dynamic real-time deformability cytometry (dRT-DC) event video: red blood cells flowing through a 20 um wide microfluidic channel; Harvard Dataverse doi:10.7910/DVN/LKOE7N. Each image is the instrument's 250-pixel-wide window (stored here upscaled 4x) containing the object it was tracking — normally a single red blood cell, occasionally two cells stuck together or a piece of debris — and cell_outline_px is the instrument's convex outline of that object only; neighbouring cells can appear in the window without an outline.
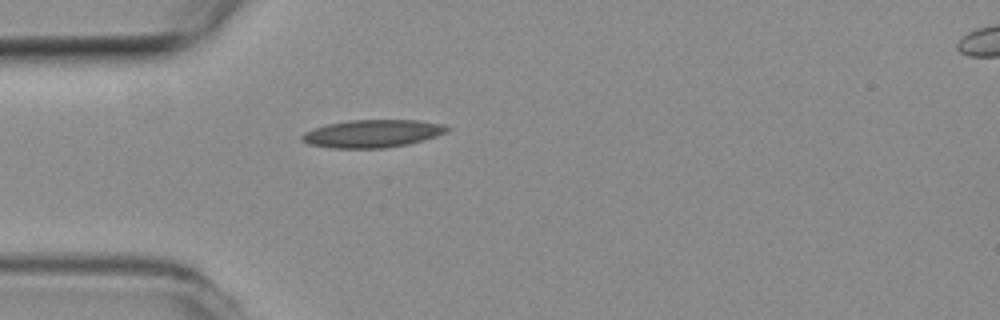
{"species": "common noctule bat (a hibernating species)", "species_latin": "Nyctalus noctula", "temperature_condition": "room temperature", "stored_images_in_passage": 40, "camera_frame_rate_fps": 3000, "um_per_image_px": 0.085, "animal": {"sex": "female", "body_mass_g": 19.3, "forearm_length_mm": 54.1}, "frame": {"image": 1, "passage_image": 1, "time_ms": 0.0, "image_size_px": [1000, 320], "cell_outline_px": [[452, 128], [448, 132], [436, 136], [408, 144], [384, 148], [332, 148], [308, 144], [300, 136], [304, 132], [328, 124], [348, 120], [420, 120], [444, 124]], "centroid_in_image_um": [31.71, 11.35], "position_along_channel_um": 53.3, "area_um2": 23.47}}
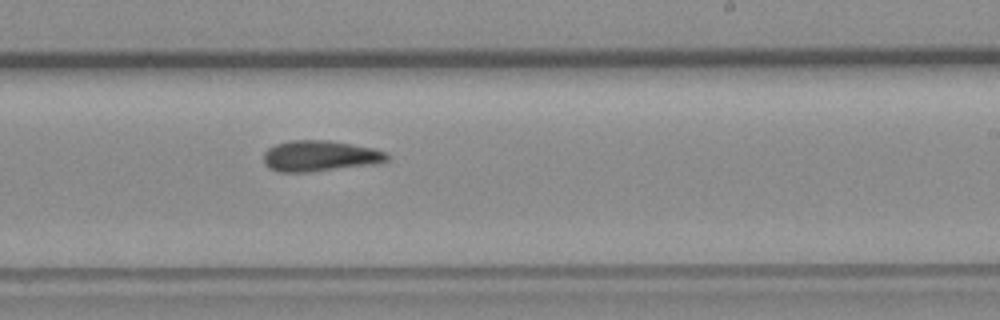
{"frame": {"image": 2, "passage_image": 18, "time_ms": 5.667, "image_size_px": [1000, 320], "cell_outline_px": [[388, 160], [372, 164], [308, 172], [276, 172], [268, 168], [264, 164], [264, 152], [268, 148], [276, 144], [292, 140], [328, 140], [352, 144], [372, 148], [384, 152], [388, 156]], "centroid_in_image_um": [27.12, 13.26], "position_along_channel_um": 261.9, "area_um2": 22.02}}
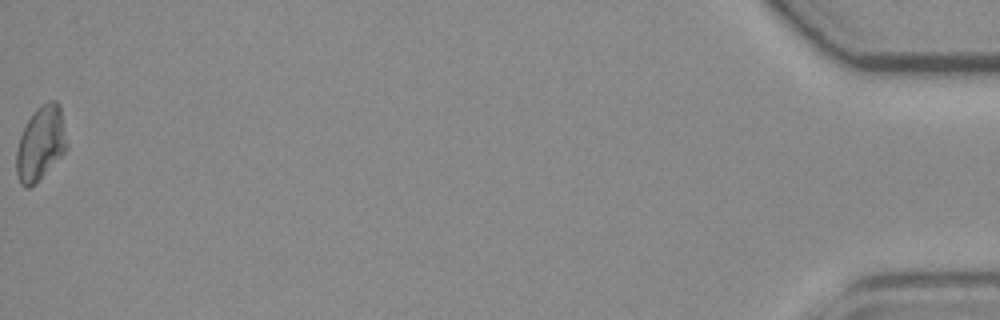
{"frame": {"image": 3, "passage_image": 40, "time_ms": 13.0, "image_size_px": [1000, 320], "cell_outline_px": [[68, 148], [36, 184], [28, 188], [20, 184], [16, 172], [16, 152], [20, 136], [28, 120], [36, 108], [52, 100], [56, 100], [60, 104], [68, 144]], "centroid_in_image_um": [3.47, 12.2], "position_along_channel_um": 431.7, "area_um2": 21.85}}